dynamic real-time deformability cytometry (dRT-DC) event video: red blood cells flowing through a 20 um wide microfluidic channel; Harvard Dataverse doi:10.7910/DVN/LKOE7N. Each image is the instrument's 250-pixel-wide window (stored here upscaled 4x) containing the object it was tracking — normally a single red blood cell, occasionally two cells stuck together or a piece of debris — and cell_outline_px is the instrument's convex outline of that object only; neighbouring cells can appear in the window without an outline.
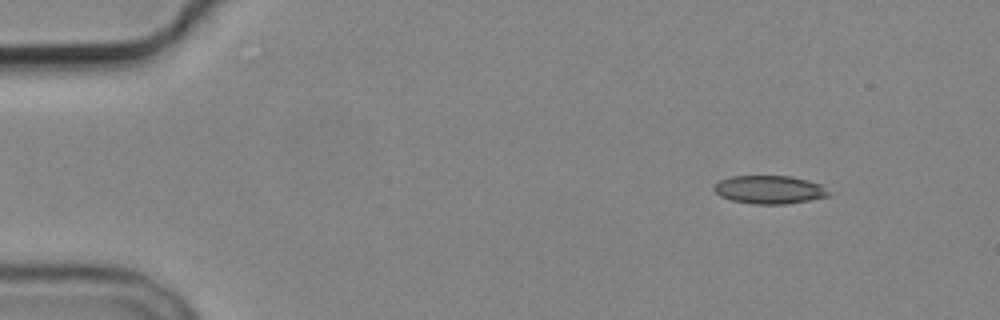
{"species": "common noctule bat (a hibernating species)", "species_latin": "Nyctalus noctula", "temperature_condition": "cold", "stored_images_in_passage": 5, "camera_frame_rate_fps": 3000, "um_per_image_px": 0.085, "animal": {"sex": "male", "body_mass_g": 19.2, "forearm_length_mm": 51.8}, "frame": {"image": 1, "passage_image": 1, "time_ms": 0.0, "image_size_px": [1000, 320], "cell_outline_px": [[832, 192], [828, 196], [808, 200], [784, 204], [752, 204], [732, 200], [720, 196], [712, 188], [720, 180], [732, 176], [788, 176], [808, 180], [820, 184]], "centroid_in_image_um": [65.41, 16.12], "position_along_channel_um": 19.6, "area_um2": 18.79}}
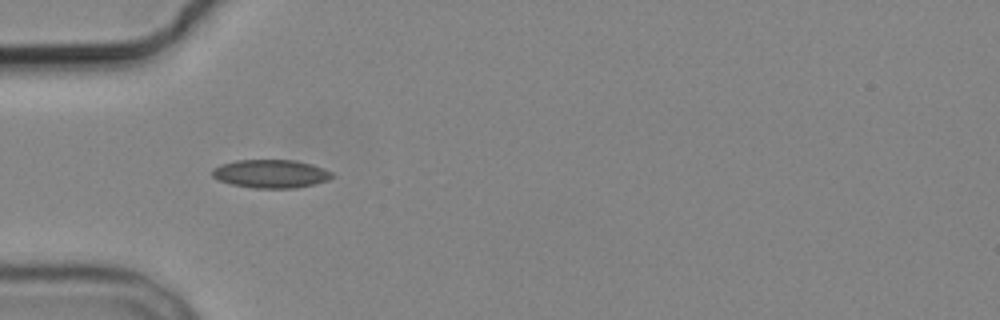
{"frame": {"image": 2, "passage_image": 4, "time_ms": 3.667, "image_size_px": [1000, 320], "cell_outline_px": [[336, 176], [328, 180], [312, 184], [292, 188], [252, 188], [232, 184], [220, 180], [212, 176], [212, 168], [220, 164], [236, 160], [296, 160], [312, 164], [332, 172]], "centroid_in_image_um": [23.02, 14.76], "position_along_channel_um": 62.0, "area_um2": 19.77}}
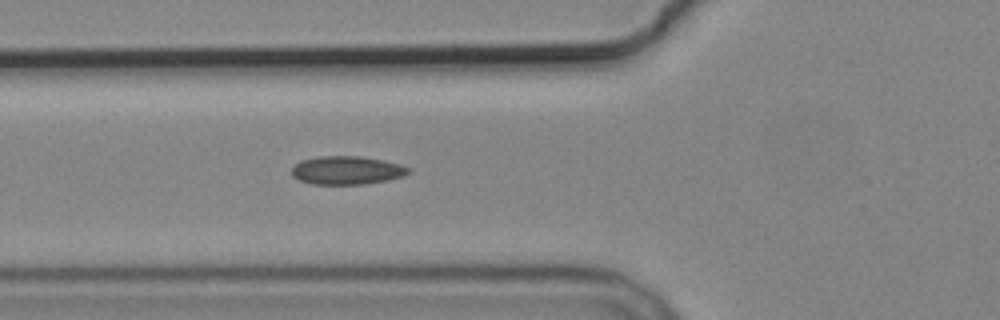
{"frame": {"image": 3, "passage_image": 5, "time_ms": 4.667, "image_size_px": [1000, 320], "cell_outline_px": [[412, 172], [404, 176], [388, 180], [364, 184], [312, 184], [300, 180], [292, 176], [292, 168], [300, 160], [320, 156], [360, 156], [400, 164], [412, 168]], "centroid_in_image_um": [29.51, 14.48], "position_along_channel_um": 96.3, "area_um2": 19.36}}